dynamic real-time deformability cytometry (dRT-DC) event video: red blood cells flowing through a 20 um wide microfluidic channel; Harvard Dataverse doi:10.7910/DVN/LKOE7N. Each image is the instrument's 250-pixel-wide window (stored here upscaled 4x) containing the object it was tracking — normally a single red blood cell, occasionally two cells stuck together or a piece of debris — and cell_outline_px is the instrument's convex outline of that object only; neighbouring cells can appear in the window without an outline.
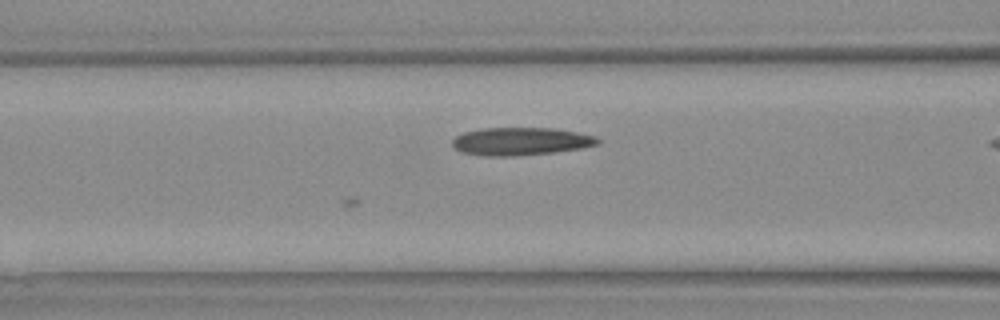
{"species": "Egyptian fruit bat (a non-hibernating species)", "species_latin": "Rousettus aegyptiacus", "temperature_condition": "warm", "stored_images_in_passage": 21, "camera_frame_rate_fps": 3000, "um_per_image_px": 0.085, "animal": {"sex": "female"}, "frame": {"image": 1, "passage_image": 9, "time_ms": 2.667, "image_size_px": [1000, 320], "cell_outline_px": [[600, 144], [580, 148], [552, 152], [512, 156], [484, 156], [460, 152], [452, 144], [452, 140], [456, 136], [464, 132], [484, 128], [552, 128], [576, 132], [596, 136], [600, 140]], "centroid_in_image_um": [44.25, 12.01], "position_along_channel_um": 122.3, "area_um2": 23.47}}